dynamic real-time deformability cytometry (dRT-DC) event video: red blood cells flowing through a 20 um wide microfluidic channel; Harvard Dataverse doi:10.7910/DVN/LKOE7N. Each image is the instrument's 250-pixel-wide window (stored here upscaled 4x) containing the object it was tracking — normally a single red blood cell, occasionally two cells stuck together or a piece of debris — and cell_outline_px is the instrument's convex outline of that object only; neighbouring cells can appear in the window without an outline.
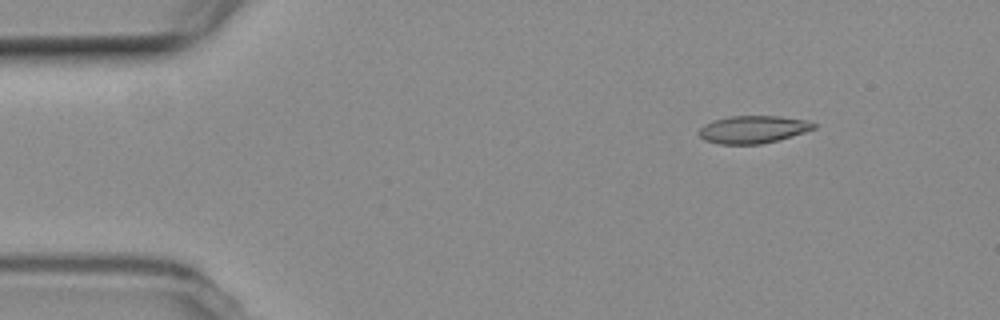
{"species": "common noctule bat (a hibernating species)", "species_latin": "Nyctalus noctula", "temperature_condition": "room temperature", "stored_images_in_passage": 9, "camera_frame_rate_fps": 3000, "um_per_image_px": 0.085, "animal": {"sex": "female", "body_mass_g": 19.3, "forearm_length_mm": 54.1}, "frame": {"image": 1, "passage_image": 3, "time_ms": 2.0, "image_size_px": [1000, 320], "cell_outline_px": [[816, 128], [804, 132], [776, 140], [760, 144], [720, 144], [704, 140], [700, 136], [700, 128], [704, 124], [728, 116], [780, 116], [804, 120], [816, 124]], "centroid_in_image_um": [63.99, 11.0], "position_along_channel_um": 21.0, "area_um2": 18.15}}
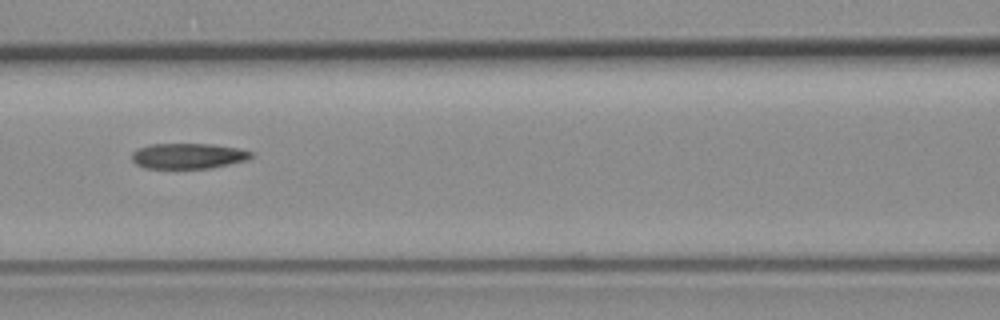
{"frame": {"image": 2, "passage_image": 8, "time_ms": 8.0, "image_size_px": [1000, 320], "cell_outline_px": [[252, 156], [248, 160], [212, 168], [144, 168], [136, 164], [132, 160], [132, 152], [136, 148], [148, 144], [212, 144], [236, 148], [252, 152]], "centroid_in_image_um": [15.96, 13.25], "position_along_channel_um": 150.6, "area_um2": 17.8}}
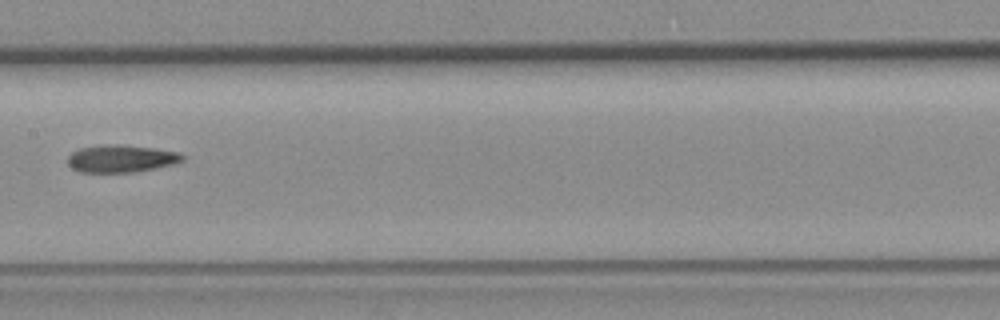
{"frame": {"image": 3, "passage_image": 9, "time_ms": 9.333, "image_size_px": [1000, 320], "cell_outline_px": [[184, 160], [172, 164], [156, 168], [136, 172], [80, 172], [72, 168], [68, 164], [68, 156], [72, 152], [80, 148], [112, 144], [120, 144], [152, 148], [180, 152], [184, 156]], "centroid_in_image_um": [10.3, 13.48], "position_along_channel_um": 197.1, "area_um2": 18.26}}